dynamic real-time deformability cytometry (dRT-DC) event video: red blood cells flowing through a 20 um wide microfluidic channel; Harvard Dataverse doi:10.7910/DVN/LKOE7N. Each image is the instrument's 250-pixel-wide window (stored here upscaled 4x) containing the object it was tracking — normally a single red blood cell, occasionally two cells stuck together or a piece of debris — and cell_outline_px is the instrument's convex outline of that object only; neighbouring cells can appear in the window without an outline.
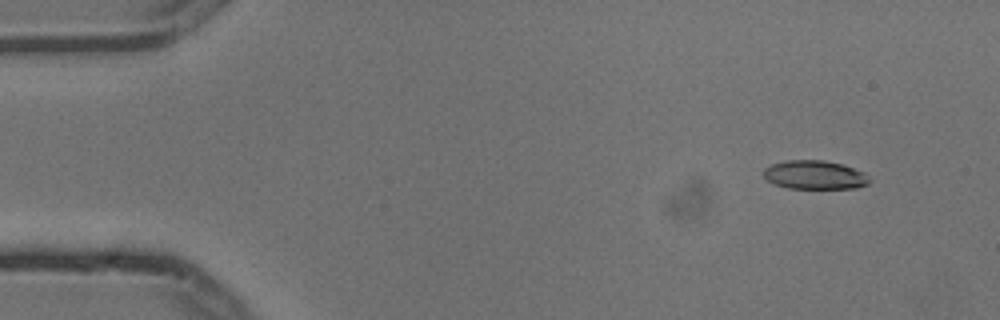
{"species": "common noctule bat (a hibernating species)", "species_latin": "Nyctalus noctula", "temperature_condition": "cold", "stored_images_in_passage": 4, "camera_frame_rate_fps": 3000, "um_per_image_px": 0.085, "animal": {"sex": "male", "body_mass_g": 13.3}, "frame": {"image": 1, "passage_image": 2, "time_ms": 0.333, "image_size_px": [1000, 320], "cell_outline_px": [[872, 180], [868, 184], [856, 188], [788, 188], [776, 184], [768, 180], [764, 176], [764, 168], [772, 164], [784, 160], [824, 160], [840, 164], [864, 172]], "centroid_in_image_um": [69.27, 14.86], "position_along_channel_um": 15.7, "area_um2": 17.63}}
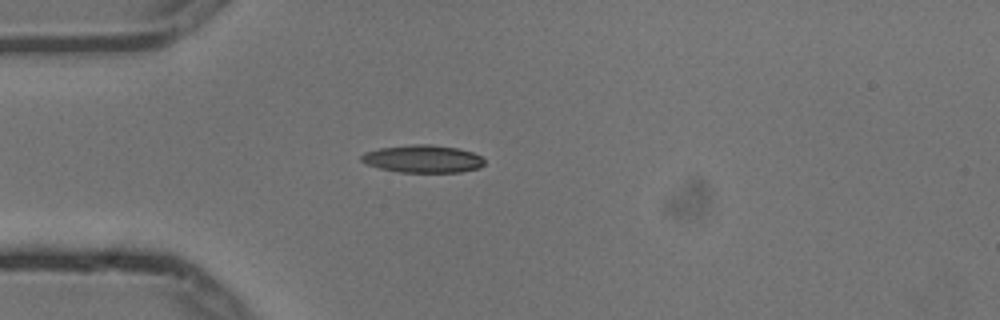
{"frame": {"image": 2, "passage_image": 4, "time_ms": 1.0, "image_size_px": [1000, 320], "cell_outline_px": [[484, 164], [480, 168], [460, 172], [400, 172], [380, 168], [368, 164], [360, 160], [360, 156], [364, 152], [380, 148], [416, 144], [428, 144], [456, 148], [472, 152], [480, 156], [484, 160]], "centroid_in_image_um": [35.94, 13.51], "position_along_channel_um": 49.1, "area_um2": 19.65}}